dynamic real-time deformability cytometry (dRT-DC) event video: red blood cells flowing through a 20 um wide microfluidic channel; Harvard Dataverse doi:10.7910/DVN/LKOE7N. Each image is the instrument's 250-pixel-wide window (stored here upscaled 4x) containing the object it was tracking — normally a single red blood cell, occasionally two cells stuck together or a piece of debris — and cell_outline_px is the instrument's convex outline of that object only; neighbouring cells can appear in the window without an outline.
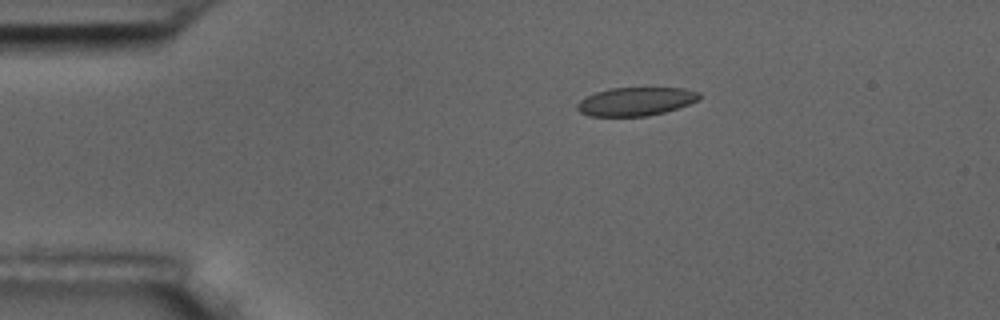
{"species": "common noctule bat (a hibernating species)", "species_latin": "Nyctalus noctula", "temperature_condition": "room temperature", "stored_images_in_passage": 9, "camera_frame_rate_fps": 3000, "um_per_image_px": 0.085, "animal": {"sex": "male", "body_mass_g": 17.5, "forearm_length_mm": 52.3}, "frame": {"image": 1, "passage_image": 4, "time_ms": 3.333, "image_size_px": [1000, 320], "cell_outline_px": [[700, 96], [696, 100], [688, 104], [664, 112], [648, 116], [588, 116], [580, 112], [576, 108], [576, 104], [580, 100], [596, 92], [612, 88], [684, 88], [700, 92]], "centroid_in_image_um": [54.01, 8.63], "position_along_channel_um": 31.0, "area_um2": 20.06}}
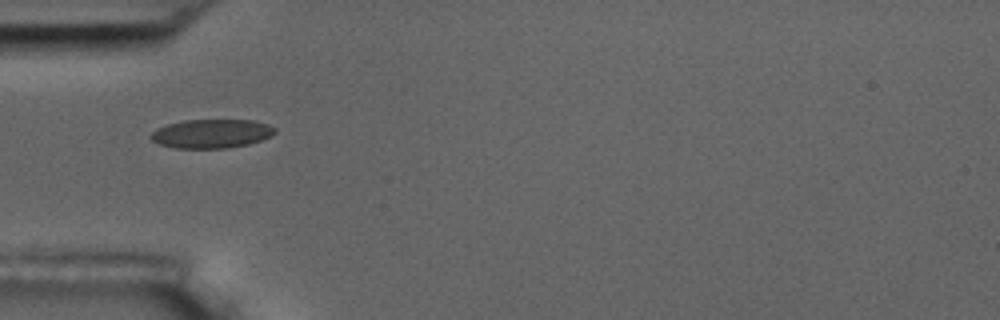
{"frame": {"image": 2, "passage_image": 6, "time_ms": 5.667, "image_size_px": [1000, 320], "cell_outline_px": [[276, 132], [272, 136], [248, 144], [228, 148], [176, 148], [160, 144], [152, 140], [148, 136], [156, 128], [168, 124], [184, 120], [256, 120], [268, 124], [276, 128]], "centroid_in_image_um": [17.99, 11.35], "position_along_channel_um": 67.0, "area_um2": 20.98}}
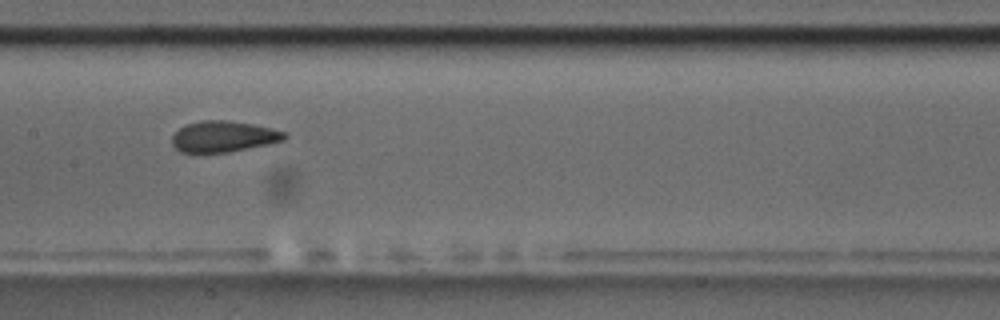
{"frame": {"image": 3, "passage_image": 9, "time_ms": 9.0, "image_size_px": [1000, 320], "cell_outline_px": [[288, 136], [284, 140], [268, 144], [228, 152], [180, 152], [172, 144], [172, 136], [180, 128], [188, 124], [200, 120], [228, 120], [252, 124], [272, 128], [288, 132]], "centroid_in_image_um": [19.03, 11.59], "position_along_channel_um": 188.4, "area_um2": 20.29}}